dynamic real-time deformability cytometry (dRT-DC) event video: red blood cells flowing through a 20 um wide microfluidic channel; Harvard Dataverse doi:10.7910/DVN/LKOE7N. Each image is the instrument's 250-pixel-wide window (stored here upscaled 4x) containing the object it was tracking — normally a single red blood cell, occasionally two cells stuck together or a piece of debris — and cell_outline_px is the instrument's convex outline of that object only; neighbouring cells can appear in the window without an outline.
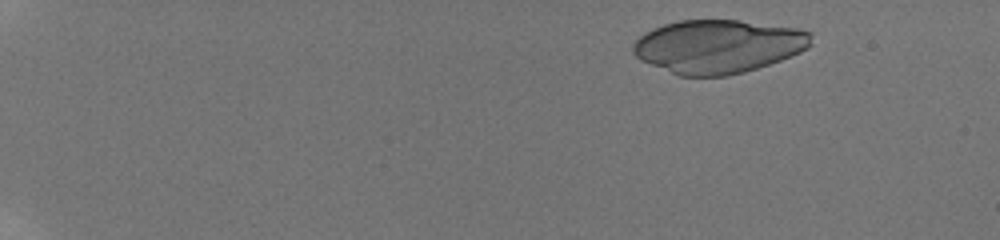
{"species": "human", "species_latin": "Homo sapiens", "temperature_condition": "room temperature", "stored_images_in_passage": 53, "segment_of_instrument_passage": [1, 2], "camera_frame_rate_fps": 3000, "um_per_image_px": 0.085, "donor": {"sex": "male"}, "frame": {"image": 1, "passage_image": 5, "time_ms": 1.333, "image_size_px": [1000, 240], "cell_outline_px": [[812, 44], [808, 48], [800, 52], [780, 60], [744, 72], [728, 76], [680, 76], [640, 60], [632, 52], [632, 44], [644, 32], [652, 28], [664, 24], [680, 20], [740, 20], [796, 28], [812, 32]], "centroid_in_image_um": [61.03, 3.94], "position_along_channel_um": 24.0, "area_um2": 55.6}}